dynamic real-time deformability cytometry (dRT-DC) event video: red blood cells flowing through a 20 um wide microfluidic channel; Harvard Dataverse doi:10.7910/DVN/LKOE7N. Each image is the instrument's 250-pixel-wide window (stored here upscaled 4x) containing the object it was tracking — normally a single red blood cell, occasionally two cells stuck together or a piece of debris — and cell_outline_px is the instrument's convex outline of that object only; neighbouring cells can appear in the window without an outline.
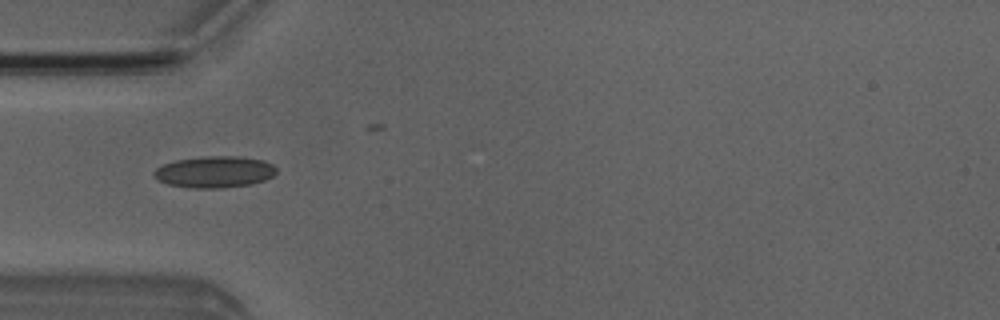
{"species": "Egyptian fruit bat (a non-hibernating species)", "species_latin": "Rousettus aegyptiacus", "temperature_condition": "room temperature", "stored_images_in_passage": 6, "camera_frame_rate_fps": 3000, "um_per_image_px": 0.085, "animal": {"sex": "male"}, "frame": {"image": 1, "passage_image": 4, "time_ms": 4.333, "image_size_px": [1000, 320], "cell_outline_px": [[276, 172], [272, 176], [264, 180], [252, 184], [220, 188], [192, 188], [168, 184], [156, 180], [152, 176], [152, 172], [156, 168], [164, 164], [176, 160], [204, 156], [240, 156], [264, 160], [272, 164], [276, 168]], "centroid_in_image_um": [18.21, 14.61], "position_along_channel_um": 66.8, "area_um2": 22.66}}